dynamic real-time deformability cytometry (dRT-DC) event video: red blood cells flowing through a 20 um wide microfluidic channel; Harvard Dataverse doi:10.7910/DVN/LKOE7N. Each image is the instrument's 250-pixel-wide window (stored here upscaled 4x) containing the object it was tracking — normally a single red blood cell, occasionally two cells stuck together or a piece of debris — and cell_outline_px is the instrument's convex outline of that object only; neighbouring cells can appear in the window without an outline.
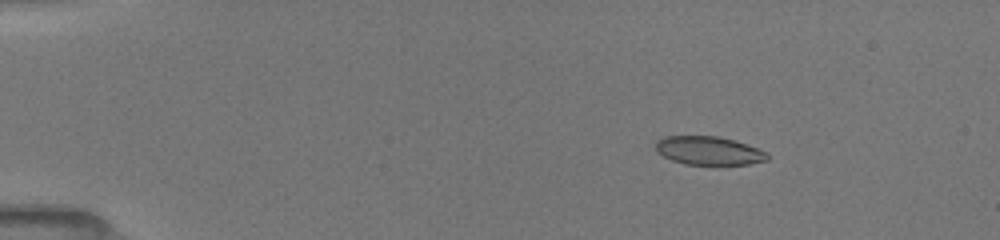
{"species": "common noctule bat (a hibernating species)", "species_latin": "Nyctalus noctula", "temperature_condition": "room temperature", "stored_images_in_passage": 84, "camera_frame_rate_fps": 3000, "um_per_image_px": 0.085, "animal": {"sex": "female", "body_mass_g": 19.5, "forearm_length_mm": 54.1}, "frame": {"image": 1, "passage_image": 1, "time_ms": 0.0, "image_size_px": [1000, 240], "cell_outline_px": [[768, 160], [748, 164], [716, 168], [684, 164], [672, 160], [656, 152], [656, 140], [664, 136], [716, 136], [736, 140], [768, 152]], "centroid_in_image_um": [60.27, 12.85], "position_along_channel_um": 24.7, "area_um2": 19.48}}
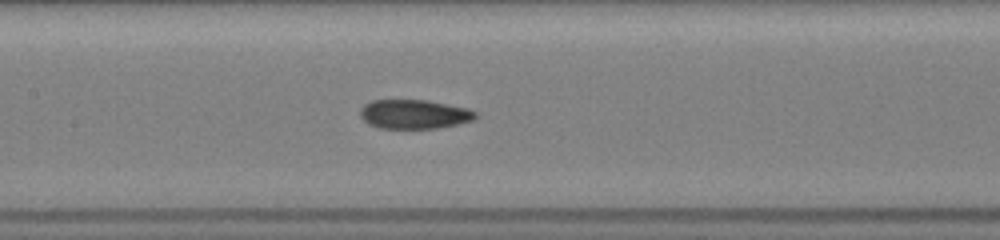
{"frame": {"image": 2, "passage_image": 25, "time_ms": 6.0, "image_size_px": [1000, 240], "cell_outline_px": [[480, 116], [472, 120], [456, 124], [436, 128], [380, 128], [368, 124], [360, 116], [360, 108], [364, 104], [372, 100], [428, 100], [468, 108], [476, 112]], "centroid_in_image_um": [35.2, 9.7], "position_along_channel_um": 172.2, "area_um2": 19.65}}
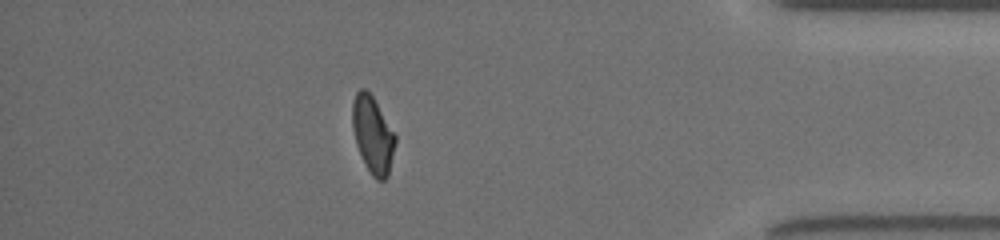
{"frame": {"image": 3, "passage_image": 65, "time_ms": 12.667, "image_size_px": [1000, 240], "cell_outline_px": [[396, 140], [388, 176], [384, 180], [376, 180], [372, 176], [356, 144], [352, 128], [352, 104], [356, 92], [360, 88], [364, 88], [372, 96], [396, 136]], "centroid_in_image_um": [31.67, 11.45], "position_along_channel_um": 403.5, "area_um2": 18.84}, "authors_computed_cell_mechanics": {"area_um2": 19.6809, "velocity_mm_per_s": 3.9915, "shape_relaxation_time_tau1_ms": null, "shape_relaxation_time_tau2_ms": 2.3397, "deformation_change_tau1": null, "deformation_change_tau2": 0.0699}}